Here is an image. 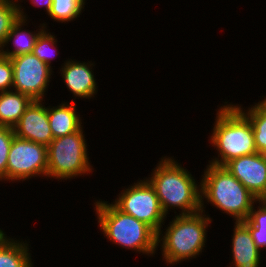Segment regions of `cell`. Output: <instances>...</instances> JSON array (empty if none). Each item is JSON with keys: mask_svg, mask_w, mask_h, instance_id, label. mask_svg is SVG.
Segmentation results:
<instances>
[{"mask_svg": "<svg viewBox=\"0 0 266 267\" xmlns=\"http://www.w3.org/2000/svg\"><path fill=\"white\" fill-rule=\"evenodd\" d=\"M19 16V19L12 25L10 32L8 33L6 40L0 49V54L5 57L13 58L19 55L32 53L38 36L45 28H47L46 23H42L37 26L40 29L37 28L35 32H30L28 29L26 30L24 26L28 24L26 22L28 17L24 12V7L22 8L20 3ZM8 44H13L14 49H5L6 46H9Z\"/></svg>", "mask_w": 266, "mask_h": 267, "instance_id": "4fadbf2b", "label": "cell"}, {"mask_svg": "<svg viewBox=\"0 0 266 267\" xmlns=\"http://www.w3.org/2000/svg\"><path fill=\"white\" fill-rule=\"evenodd\" d=\"M86 0H53L48 16L54 21L66 23L76 20L82 13Z\"/></svg>", "mask_w": 266, "mask_h": 267, "instance_id": "ffe728a7", "label": "cell"}, {"mask_svg": "<svg viewBox=\"0 0 266 267\" xmlns=\"http://www.w3.org/2000/svg\"><path fill=\"white\" fill-rule=\"evenodd\" d=\"M4 233V231L2 229H0V236Z\"/></svg>", "mask_w": 266, "mask_h": 267, "instance_id": "484cf974", "label": "cell"}, {"mask_svg": "<svg viewBox=\"0 0 266 267\" xmlns=\"http://www.w3.org/2000/svg\"><path fill=\"white\" fill-rule=\"evenodd\" d=\"M19 17V3L17 0H0V49L12 25Z\"/></svg>", "mask_w": 266, "mask_h": 267, "instance_id": "7402d4cb", "label": "cell"}, {"mask_svg": "<svg viewBox=\"0 0 266 267\" xmlns=\"http://www.w3.org/2000/svg\"><path fill=\"white\" fill-rule=\"evenodd\" d=\"M83 132L82 126L77 132L54 138L47 146V179L70 180L94 172Z\"/></svg>", "mask_w": 266, "mask_h": 267, "instance_id": "8992f818", "label": "cell"}, {"mask_svg": "<svg viewBox=\"0 0 266 267\" xmlns=\"http://www.w3.org/2000/svg\"><path fill=\"white\" fill-rule=\"evenodd\" d=\"M227 103L217 106L219 109L209 136V143L216 148L218 155L208 162L218 166H225L240 156L257 153L249 119L234 104Z\"/></svg>", "mask_w": 266, "mask_h": 267, "instance_id": "277c9868", "label": "cell"}, {"mask_svg": "<svg viewBox=\"0 0 266 267\" xmlns=\"http://www.w3.org/2000/svg\"><path fill=\"white\" fill-rule=\"evenodd\" d=\"M14 130L10 127L0 126V181H6L7 160Z\"/></svg>", "mask_w": 266, "mask_h": 267, "instance_id": "603a6c76", "label": "cell"}, {"mask_svg": "<svg viewBox=\"0 0 266 267\" xmlns=\"http://www.w3.org/2000/svg\"><path fill=\"white\" fill-rule=\"evenodd\" d=\"M234 223L231 239L233 260L229 267H260L261 250L256 246L249 228L242 221Z\"/></svg>", "mask_w": 266, "mask_h": 267, "instance_id": "5bb4252c", "label": "cell"}, {"mask_svg": "<svg viewBox=\"0 0 266 267\" xmlns=\"http://www.w3.org/2000/svg\"><path fill=\"white\" fill-rule=\"evenodd\" d=\"M225 167L258 200H266V155L255 153L229 161Z\"/></svg>", "mask_w": 266, "mask_h": 267, "instance_id": "30bf717a", "label": "cell"}, {"mask_svg": "<svg viewBox=\"0 0 266 267\" xmlns=\"http://www.w3.org/2000/svg\"><path fill=\"white\" fill-rule=\"evenodd\" d=\"M13 65L12 90L23 93L33 101H45L50 79L54 74L43 61L28 53L10 58ZM52 75V76H51Z\"/></svg>", "mask_w": 266, "mask_h": 267, "instance_id": "9c48e42d", "label": "cell"}, {"mask_svg": "<svg viewBox=\"0 0 266 267\" xmlns=\"http://www.w3.org/2000/svg\"><path fill=\"white\" fill-rule=\"evenodd\" d=\"M93 203L98 226L108 241L136 253L155 255L157 233L150 226L122 212L113 203L100 199Z\"/></svg>", "mask_w": 266, "mask_h": 267, "instance_id": "5b68a950", "label": "cell"}, {"mask_svg": "<svg viewBox=\"0 0 266 267\" xmlns=\"http://www.w3.org/2000/svg\"><path fill=\"white\" fill-rule=\"evenodd\" d=\"M119 193L112 202L119 210L147 224L156 233L163 228L167 216L162 210L154 187L146 178L137 180Z\"/></svg>", "mask_w": 266, "mask_h": 267, "instance_id": "52a82bcc", "label": "cell"}, {"mask_svg": "<svg viewBox=\"0 0 266 267\" xmlns=\"http://www.w3.org/2000/svg\"><path fill=\"white\" fill-rule=\"evenodd\" d=\"M23 1V0H22ZM21 0H17V2H21ZM31 2V4L33 6H39L41 8L42 7H45L44 11H46V14H48V12L50 11L51 9V6H52V3H53V0H29Z\"/></svg>", "mask_w": 266, "mask_h": 267, "instance_id": "d4e9b609", "label": "cell"}, {"mask_svg": "<svg viewBox=\"0 0 266 267\" xmlns=\"http://www.w3.org/2000/svg\"><path fill=\"white\" fill-rule=\"evenodd\" d=\"M43 101H33L13 127L14 135L48 146L54 139Z\"/></svg>", "mask_w": 266, "mask_h": 267, "instance_id": "8fae6325", "label": "cell"}, {"mask_svg": "<svg viewBox=\"0 0 266 267\" xmlns=\"http://www.w3.org/2000/svg\"><path fill=\"white\" fill-rule=\"evenodd\" d=\"M75 101L48 106L47 113L53 138L77 132L82 127V118L77 112Z\"/></svg>", "mask_w": 266, "mask_h": 267, "instance_id": "9a60e30c", "label": "cell"}, {"mask_svg": "<svg viewBox=\"0 0 266 267\" xmlns=\"http://www.w3.org/2000/svg\"><path fill=\"white\" fill-rule=\"evenodd\" d=\"M211 222L210 214L202 211L190 215L176 214L165 232L161 229L157 233V248L162 249V259L173 266L199 257L204 252L208 236L206 229Z\"/></svg>", "mask_w": 266, "mask_h": 267, "instance_id": "3957f363", "label": "cell"}, {"mask_svg": "<svg viewBox=\"0 0 266 267\" xmlns=\"http://www.w3.org/2000/svg\"><path fill=\"white\" fill-rule=\"evenodd\" d=\"M55 37L56 36L54 34H51V32H48V29L45 28L38 36L32 52V54H34L39 60L43 61L50 68H52V59L59 55V52H56V44L58 40Z\"/></svg>", "mask_w": 266, "mask_h": 267, "instance_id": "44dd1931", "label": "cell"}, {"mask_svg": "<svg viewBox=\"0 0 266 267\" xmlns=\"http://www.w3.org/2000/svg\"><path fill=\"white\" fill-rule=\"evenodd\" d=\"M201 177V211L204 213L206 201L233 217L235 222L245 221L254 204H258V199L225 166L209 163Z\"/></svg>", "mask_w": 266, "mask_h": 267, "instance_id": "7a4b0ae2", "label": "cell"}, {"mask_svg": "<svg viewBox=\"0 0 266 267\" xmlns=\"http://www.w3.org/2000/svg\"><path fill=\"white\" fill-rule=\"evenodd\" d=\"M258 203L257 207L254 204L247 220L242 222L249 228L256 246L262 250L266 249V200H258Z\"/></svg>", "mask_w": 266, "mask_h": 267, "instance_id": "d6986e66", "label": "cell"}, {"mask_svg": "<svg viewBox=\"0 0 266 267\" xmlns=\"http://www.w3.org/2000/svg\"><path fill=\"white\" fill-rule=\"evenodd\" d=\"M75 61L74 59H67L63 65H61L60 72L63 83L66 88L73 94L75 99H93L98 92V86L96 83L94 72L92 71L95 63Z\"/></svg>", "mask_w": 266, "mask_h": 267, "instance_id": "7c38bea8", "label": "cell"}, {"mask_svg": "<svg viewBox=\"0 0 266 267\" xmlns=\"http://www.w3.org/2000/svg\"><path fill=\"white\" fill-rule=\"evenodd\" d=\"M234 105L249 119L252 125L257 152L266 155V97L248 107L247 110L241 104Z\"/></svg>", "mask_w": 266, "mask_h": 267, "instance_id": "ac0fdd59", "label": "cell"}, {"mask_svg": "<svg viewBox=\"0 0 266 267\" xmlns=\"http://www.w3.org/2000/svg\"><path fill=\"white\" fill-rule=\"evenodd\" d=\"M150 176L146 179L154 187L166 216L171 209H180L179 215L201 211V183L173 157H161Z\"/></svg>", "mask_w": 266, "mask_h": 267, "instance_id": "6da1fadb", "label": "cell"}, {"mask_svg": "<svg viewBox=\"0 0 266 267\" xmlns=\"http://www.w3.org/2000/svg\"><path fill=\"white\" fill-rule=\"evenodd\" d=\"M47 166L46 145L14 136L7 160V182H23L38 176L46 178Z\"/></svg>", "mask_w": 266, "mask_h": 267, "instance_id": "ba28073f", "label": "cell"}, {"mask_svg": "<svg viewBox=\"0 0 266 267\" xmlns=\"http://www.w3.org/2000/svg\"><path fill=\"white\" fill-rule=\"evenodd\" d=\"M29 250L26 240L8 237L4 232L0 236V267H33Z\"/></svg>", "mask_w": 266, "mask_h": 267, "instance_id": "2e32d148", "label": "cell"}, {"mask_svg": "<svg viewBox=\"0 0 266 267\" xmlns=\"http://www.w3.org/2000/svg\"><path fill=\"white\" fill-rule=\"evenodd\" d=\"M13 86V65L9 57L0 54V92L10 91Z\"/></svg>", "mask_w": 266, "mask_h": 267, "instance_id": "cb8c5ba5", "label": "cell"}, {"mask_svg": "<svg viewBox=\"0 0 266 267\" xmlns=\"http://www.w3.org/2000/svg\"><path fill=\"white\" fill-rule=\"evenodd\" d=\"M33 100L13 90L0 92V126L13 128Z\"/></svg>", "mask_w": 266, "mask_h": 267, "instance_id": "e0dca14e", "label": "cell"}]
</instances>
